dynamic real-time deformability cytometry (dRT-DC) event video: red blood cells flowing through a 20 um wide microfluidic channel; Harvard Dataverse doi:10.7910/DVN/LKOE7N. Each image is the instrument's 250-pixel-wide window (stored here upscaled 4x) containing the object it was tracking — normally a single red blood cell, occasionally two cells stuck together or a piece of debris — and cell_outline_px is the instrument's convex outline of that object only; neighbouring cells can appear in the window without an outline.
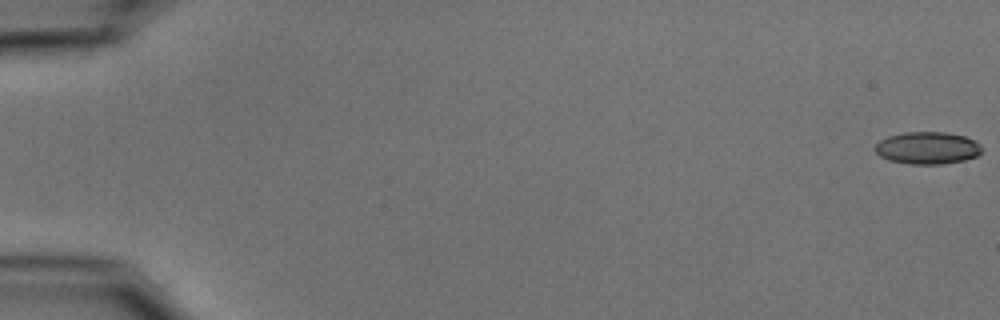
{"species": "common noctule bat (a hibernating species)", "species_latin": "Nyctalus noctula", "temperature_condition": "cold", "stored_images_in_passage": 55, "camera_frame_rate_fps": 3000, "um_per_image_px": 0.085, "animal": {"sex": "male", "body_mass_g": 15.6}, "frame": {"image": 1, "passage_image": 1, "time_ms": 0.0, "image_size_px": [1000, 320], "cell_outline_px": [[984, 148], [976, 156], [964, 160], [940, 164], [908, 164], [888, 160], [880, 156], [876, 152], [876, 144], [880, 140], [888, 136], [904, 132], [948, 132], [964, 136], [976, 140]], "centroid_in_image_um": [78.85, 12.57], "position_along_channel_um": 6.1, "area_um2": 20.17}}
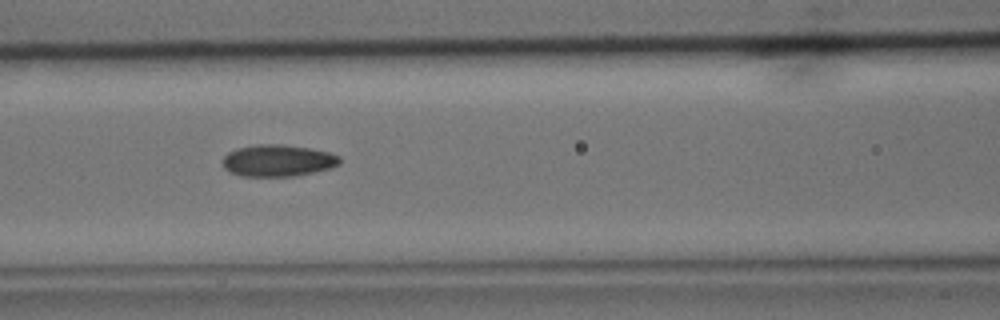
{"frame": {"image": 2, "passage_image": 25, "time_ms": 8.0, "image_size_px": [1000, 320], "cell_outline_px": [[340, 164], [332, 168], [292, 176], [244, 176], [228, 172], [220, 164], [220, 160], [228, 152], [236, 148], [256, 144], [284, 144], [308, 148], [328, 152], [340, 156]], "centroid_in_image_um": [23.56, 13.64], "position_along_channel_um": 143.0, "area_um2": 21.91}}
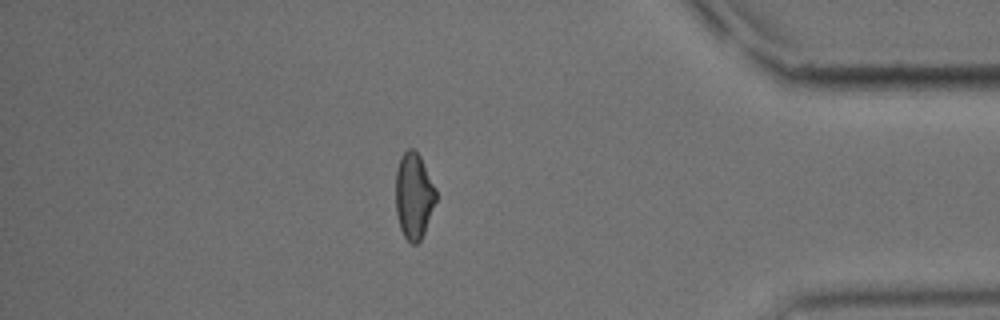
{"frame": {"image": 3, "passage_image": 48, "time_ms": 15.667, "image_size_px": [1000, 320], "cell_outline_px": [[436, 200], [424, 232], [420, 240], [416, 244], [412, 244], [404, 236], [400, 228], [396, 212], [396, 172], [400, 156], [408, 148], [412, 148], [420, 156], [436, 188]], "centroid_in_image_um": [35.17, 16.63], "position_along_channel_um": 400.0, "area_um2": 20.06}, "authors_computed_cell_mechanics": {"area_um2": 20.808, "velocity_mm_per_s": 3.7502, "shape_relaxation_time_tau1_ms": 10.789, "shape_relaxation_time_tau2_ms": 3.1211, "deformation_change_tau1": 0.1885, "deformation_change_tau2": 0.0979}}